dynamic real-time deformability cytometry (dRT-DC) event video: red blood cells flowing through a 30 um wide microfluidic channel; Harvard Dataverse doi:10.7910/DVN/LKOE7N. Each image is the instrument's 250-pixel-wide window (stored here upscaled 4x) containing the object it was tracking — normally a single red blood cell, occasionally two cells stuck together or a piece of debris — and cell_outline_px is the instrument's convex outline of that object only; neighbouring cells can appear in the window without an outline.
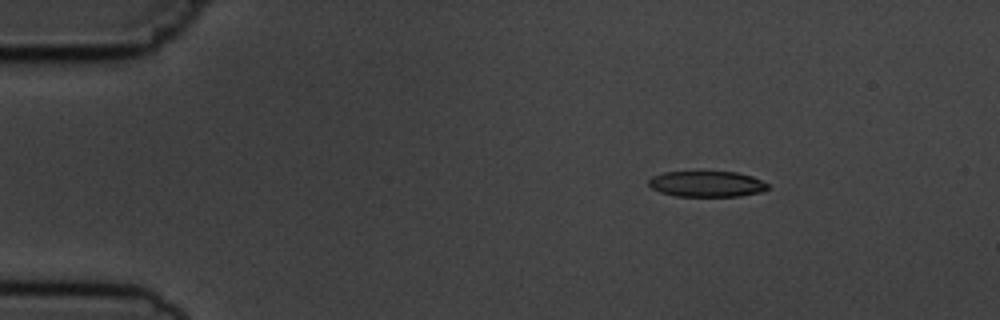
{"species": "common noctule bat (a hibernating species)", "species_latin": "Nyctalus noctula", "temperature_condition": "cold", "stored_images_in_passage": 5, "camera_frame_rate_fps": 3000, "um_per_image_px": 0.085, "animal": {"sex": "male", "body_mass_g": 19.5, "forearm_length_mm": 54.6}, "frame": {"image": 1, "passage_image": 2, "time_ms": 1.333, "image_size_px": [1000, 320], "cell_outline_px": [[768, 188], [760, 192], [740, 196], [676, 196], [660, 192], [652, 188], [648, 184], [648, 180], [652, 176], [664, 172], [736, 172], [752, 176], [768, 184]], "centroid_in_image_um": [60.05, 15.64], "position_along_channel_um": 24.9, "area_um2": 17.8}}
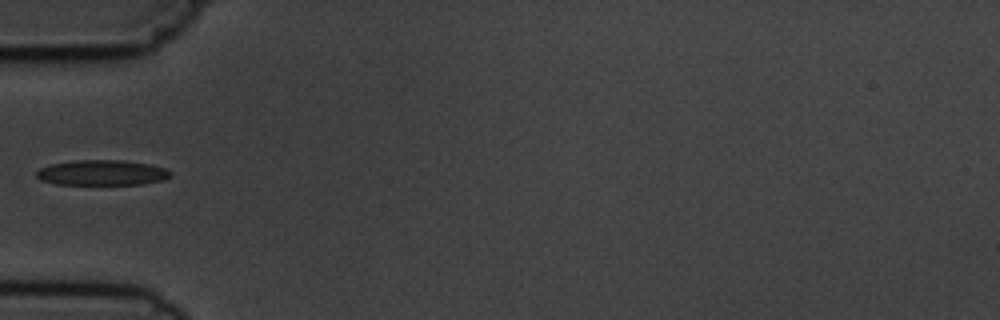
{"frame": {"image": 2, "passage_image": 5, "time_ms": 4.667, "image_size_px": [1000, 320], "cell_outline_px": [[172, 176], [164, 180], [140, 184], [56, 184], [40, 180], [36, 176], [36, 172], [40, 168], [52, 164], [76, 160], [124, 160], [152, 164], [164, 168], [172, 172]], "centroid_in_image_um": [8.7, 14.67], "position_along_channel_um": 76.3, "area_um2": 19.83}}